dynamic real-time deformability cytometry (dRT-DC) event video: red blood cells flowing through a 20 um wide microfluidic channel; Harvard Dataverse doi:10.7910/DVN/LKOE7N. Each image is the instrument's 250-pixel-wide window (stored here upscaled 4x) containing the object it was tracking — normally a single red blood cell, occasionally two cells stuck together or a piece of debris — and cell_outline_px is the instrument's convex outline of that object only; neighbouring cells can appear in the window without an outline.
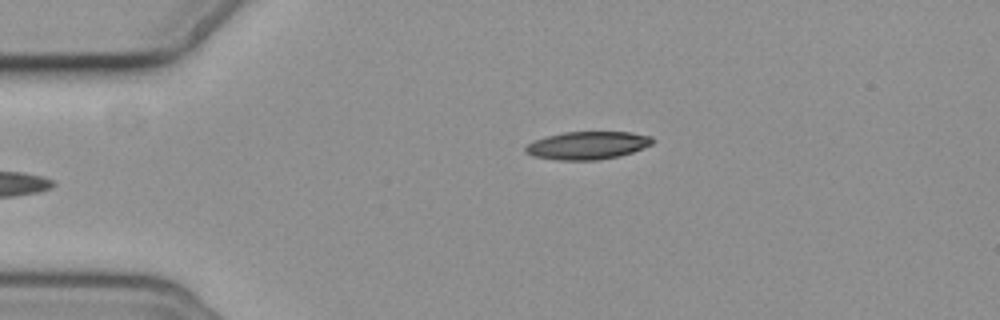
{"species": "common noctule bat (a hibernating species)", "species_latin": "Nyctalus noctula", "temperature_condition": "cold", "stored_images_in_passage": 5, "camera_frame_rate_fps": 3000, "um_per_image_px": 0.085, "animal": {"sex": "female", "body_mass_g": 19.3, "forearm_length_mm": 54.1}, "frame": {"image": 1, "passage_image": 5, "time_ms": 5.333, "image_size_px": [1000, 320], "cell_outline_px": [[656, 140], [652, 144], [632, 152], [620, 156], [596, 160], [556, 160], [532, 156], [524, 152], [524, 148], [528, 144], [536, 140], [548, 136], [564, 132], [632, 132], [652, 136]], "centroid_in_image_um": [49.96, 12.36], "position_along_channel_um": 35.0, "area_um2": 20.69}}